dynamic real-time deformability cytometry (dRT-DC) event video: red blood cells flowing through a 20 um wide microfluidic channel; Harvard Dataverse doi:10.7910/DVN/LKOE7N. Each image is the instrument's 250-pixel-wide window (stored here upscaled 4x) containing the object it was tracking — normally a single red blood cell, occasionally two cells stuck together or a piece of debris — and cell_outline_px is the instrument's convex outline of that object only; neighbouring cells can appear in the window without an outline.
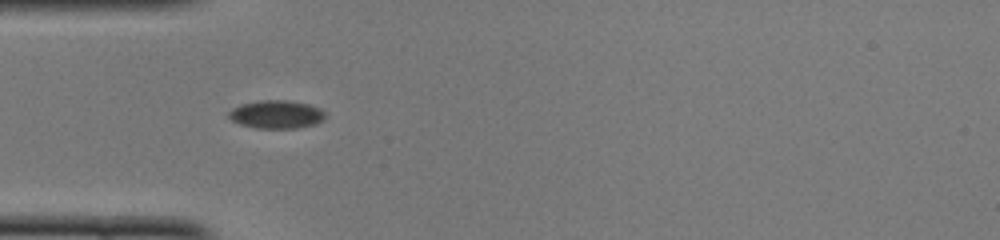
{"species": "common noctule bat (a hibernating species)", "species_latin": "Nyctalus noctula", "temperature_condition": "cold", "stored_images_in_passage": 39, "camera_frame_rate_fps": 3000, "um_per_image_px": 0.085, "animal": {"sex": "female", "body_mass_g": 22.0, "forearm_length_mm": 56.7}, "frame": {"image": 1, "passage_image": 1, "time_ms": 0.0, "image_size_px": [1000, 240], "cell_outline_px": [[324, 120], [312, 124], [296, 128], [256, 128], [240, 124], [232, 120], [228, 116], [228, 112], [232, 108], [240, 104], [260, 100], [288, 100], [308, 104], [320, 108], [324, 112]], "centroid_in_image_um": [23.46, 9.71], "position_along_channel_um": 61.5, "area_um2": 15.78}}
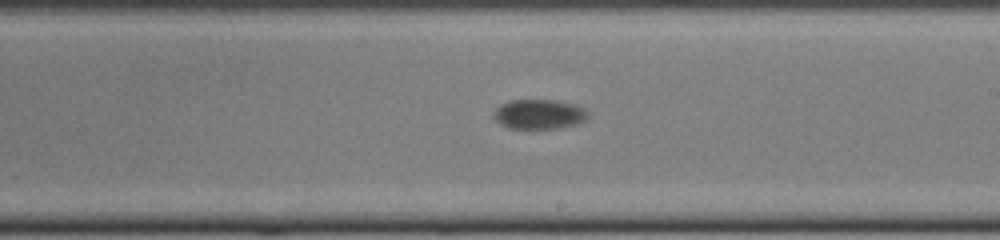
{"frame": {"image": 2, "passage_image": 16, "time_ms": 5.0, "image_size_px": [1000, 240], "cell_outline_px": [[588, 120], [576, 124], [556, 128], [508, 128], [500, 124], [492, 116], [492, 112], [500, 104], [512, 100], [552, 100], [576, 104], [584, 108], [588, 112]], "centroid_in_image_um": [45.82, 9.7], "position_along_channel_um": 243.2, "area_um2": 16.42}}
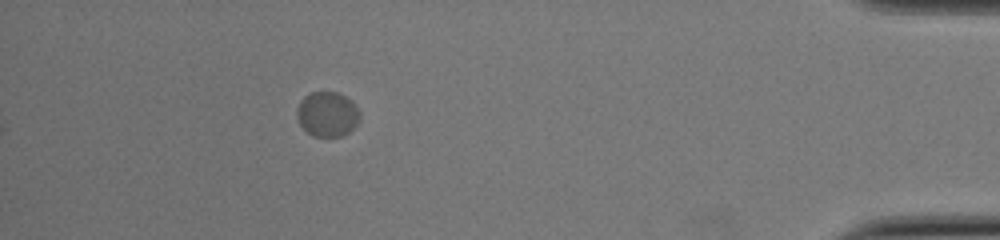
{"frame": {"image": 3, "passage_image": 34, "time_ms": 11.0, "image_size_px": [1000, 240], "cell_outline_px": [[360, 120], [348, 132], [340, 136], [312, 136], [300, 124], [296, 116], [296, 108], [300, 100], [304, 96], [312, 92], [336, 92], [352, 100], [356, 104], [360, 112]], "centroid_in_image_um": [27.82, 9.68], "position_along_channel_um": 407.4, "area_um2": 16.53}, "authors_computed_cell_mechanics": {"area_um2": 16.2996, "velocity_mm_per_s": 3.6667, "shape_relaxation_time_tau1_ms": 2.0593, "shape_relaxation_time_tau2_ms": null, "deformation_change_tau1": 0.0236, "deformation_change_tau2": null}}